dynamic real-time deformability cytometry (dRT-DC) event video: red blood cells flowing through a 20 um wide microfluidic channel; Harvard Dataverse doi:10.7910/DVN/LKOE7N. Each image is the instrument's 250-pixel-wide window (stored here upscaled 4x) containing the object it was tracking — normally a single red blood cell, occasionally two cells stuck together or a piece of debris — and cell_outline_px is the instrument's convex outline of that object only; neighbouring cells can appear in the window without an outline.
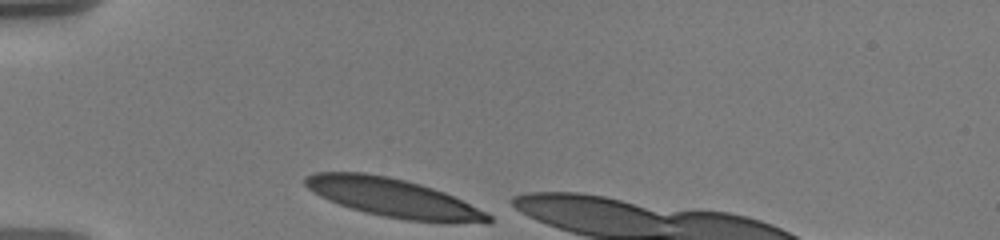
{"species": "human", "species_latin": "Homo sapiens", "temperature_condition": "warm", "stored_images_in_passage": 33, "camera_frame_rate_fps": 3000, "um_per_image_px": 0.085, "donor": {"sex": "male"}, "frame": {"image": 1, "passage_image": 1, "time_ms": 0.0, "image_size_px": [1000, 240], "cell_outline_px": [[492, 224], [484, 224], [404, 220], [364, 212], [328, 200], [312, 192], [304, 184], [304, 176], [312, 172], [364, 172], [388, 176], [420, 184], [444, 192], [488, 212], [492, 216]], "centroid_in_image_um": [33.45, 16.82], "position_along_channel_um": 51.5, "area_um2": 41.33}}
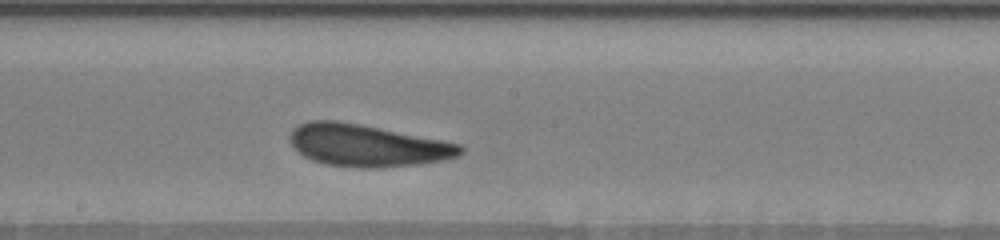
{"frame": {"image": 2, "passage_image": 17, "time_ms": 5.333, "image_size_px": [1000, 240], "cell_outline_px": [[464, 152], [456, 156], [440, 160], [416, 164], [380, 168], [356, 168], [328, 164], [312, 160], [304, 156], [292, 148], [288, 140], [288, 136], [292, 128], [300, 124], [312, 120], [336, 120], [360, 124], [460, 144], [464, 148]], "centroid_in_image_um": [31.13, 12.36], "position_along_channel_um": 217.1, "area_um2": 41.67}}
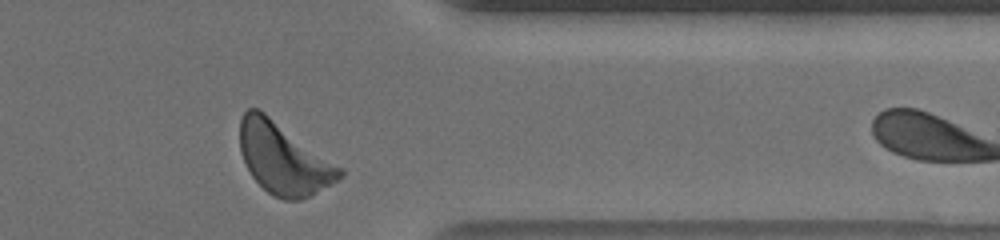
{"frame": {"image": 3, "passage_image": 32, "time_ms": 10.333, "image_size_px": [1000, 240], "cell_outline_px": [[344, 176], [316, 192], [300, 200], [284, 200], [268, 192], [252, 176], [240, 152], [240, 120], [244, 112], [248, 108], [260, 108], [344, 168]], "centroid_in_image_um": [24.11, 13.44], "position_along_channel_um": 387.3, "area_um2": 41.5}, "authors_computed_cell_mechanics": {"area_um2": 41.2692, "velocity_mm_per_s": 3.53, "shape_relaxation_time_tau1_ms": 2.39, "shape_relaxation_time_tau2_ms": 1.6739, "deformation_change_tau1": 0.1339, "deformation_change_tau2": 0.1003}}